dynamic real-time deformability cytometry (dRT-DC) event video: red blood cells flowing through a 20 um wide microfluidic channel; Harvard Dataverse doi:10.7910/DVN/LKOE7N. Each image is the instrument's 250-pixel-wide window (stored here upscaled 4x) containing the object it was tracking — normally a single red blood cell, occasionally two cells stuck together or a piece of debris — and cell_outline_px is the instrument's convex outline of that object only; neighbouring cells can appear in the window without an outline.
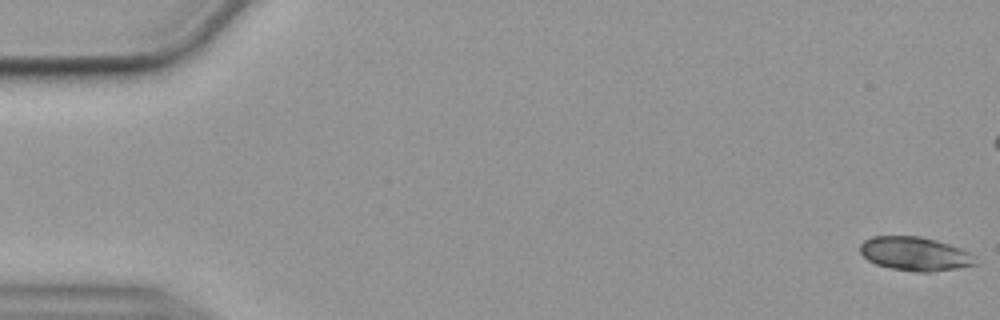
{"species": "common noctule bat (a hibernating species)", "species_latin": "Nyctalus noctula", "temperature_condition": "cold", "stored_images_in_passage": 58, "camera_frame_rate_fps": 3000, "um_per_image_px": 0.085, "animal": {"sex": "female", "body_mass_g": 19.9}, "frame": {"image": 1, "passage_image": 1, "time_ms": 0.0, "image_size_px": [1000, 320], "cell_outline_px": [[980, 264], [960, 268], [932, 272], [916, 272], [892, 268], [876, 264], [868, 260], [860, 252], [860, 244], [864, 240], [872, 236], [920, 236], [936, 240], [960, 248], [968, 252]], "centroid_in_image_um": [77.78, 21.58], "position_along_channel_um": 7.2, "area_um2": 22.77}}
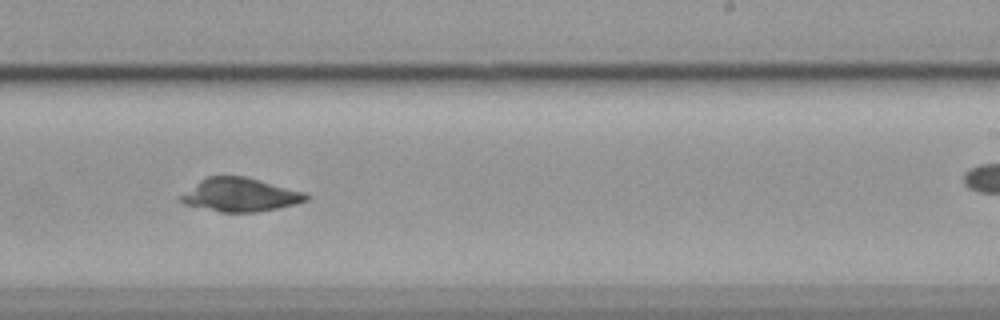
{"frame": {"image": 2, "passage_image": 35, "time_ms": 11.333, "image_size_px": [1000, 320], "cell_outline_px": [[308, 200], [296, 204], [256, 212], [220, 212], [184, 204], [180, 200], [180, 196], [200, 180], [208, 176], [244, 176], [308, 192]], "centroid_in_image_um": [20.45, 16.56], "position_along_channel_um": 268.5, "area_um2": 24.39}}
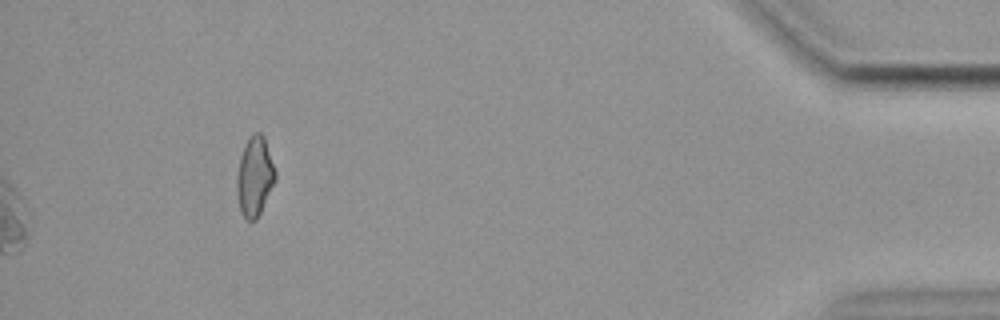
{"frame": {"image": 3, "passage_image": 58, "time_ms": 19.0, "image_size_px": [1000, 320], "cell_outline_px": [[276, 180], [256, 220], [248, 220], [240, 212], [236, 192], [236, 176], [240, 156], [244, 144], [256, 132], [260, 132], [264, 136], [276, 172]], "centroid_in_image_um": [21.63, 15.01], "position_along_channel_um": 413.6, "area_um2": 17.8}, "authors_computed_cell_mechanics": {"area_um2": 24.4494, "velocity_mm_per_s": 3.5456, "shape_relaxation_time_tau1_ms": null, "shape_relaxation_time_tau2_ms": 9.7864, "deformation_change_tau1": null, "deformation_change_tau2": 0.1187}}